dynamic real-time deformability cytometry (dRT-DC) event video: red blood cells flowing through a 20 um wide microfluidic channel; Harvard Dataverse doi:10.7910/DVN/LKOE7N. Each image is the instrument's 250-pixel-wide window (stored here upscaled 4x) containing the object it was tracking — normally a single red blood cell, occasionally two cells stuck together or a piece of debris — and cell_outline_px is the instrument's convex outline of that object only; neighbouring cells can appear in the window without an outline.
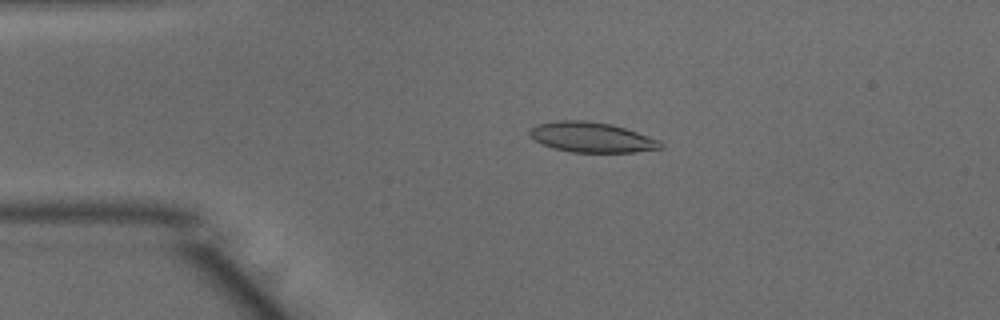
{"species": "common noctule bat (a hibernating species)", "species_latin": "Nyctalus noctula", "temperature_condition": "warm", "stored_images_in_passage": 42, "camera_frame_rate_fps": 3000, "um_per_image_px": 0.085, "animal": {"sex": "male", "body_mass_g": 15.6}, "frame": {"image": 1, "passage_image": 3, "time_ms": 0.667, "image_size_px": [1000, 320], "cell_outline_px": [[664, 148], [636, 152], [572, 152], [552, 148], [536, 140], [528, 132], [536, 124], [556, 120], [588, 120], [612, 124], [660, 140], [664, 144]], "centroid_in_image_um": [50.32, 11.66], "position_along_channel_um": 34.7, "area_um2": 23.0}}
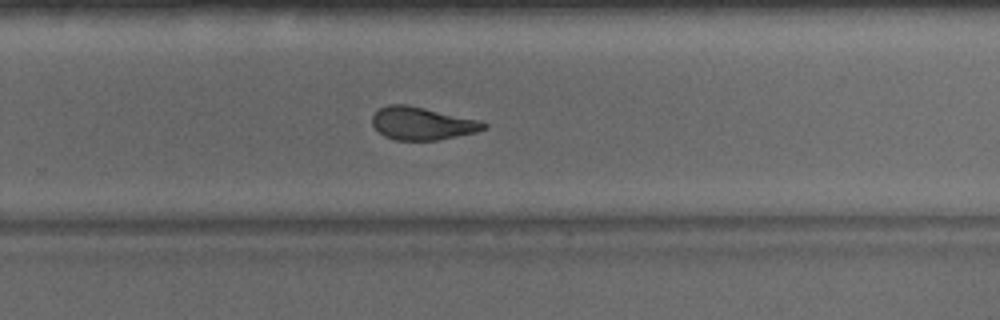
{"frame": {"image": 2, "passage_image": 25, "time_ms": 8.0, "image_size_px": [1000, 320], "cell_outline_px": [[488, 128], [476, 132], [436, 140], [396, 140], [384, 136], [372, 124], [372, 116], [380, 108], [388, 104], [404, 104], [424, 108], [480, 120], [488, 124]], "centroid_in_image_um": [35.89, 10.49], "position_along_channel_um": 293.9, "area_um2": 21.15}}
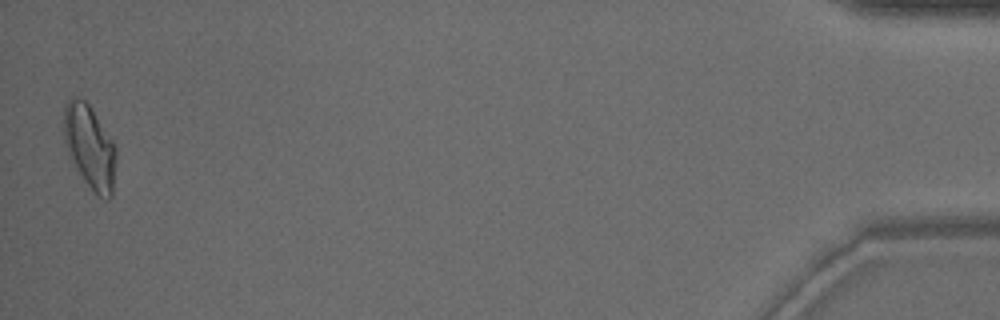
{"frame": {"image": 3, "passage_image": 42, "time_ms": 13.667, "image_size_px": [1000, 320], "cell_outline_px": [[116, 160], [112, 196], [108, 200], [104, 200], [84, 180], [68, 156], [64, 140], [64, 104], [68, 96], [76, 96], [84, 100], [92, 108], [116, 144]], "centroid_in_image_um": [7.63, 12.43], "position_along_channel_um": 427.6, "area_um2": 25.84}, "authors_computed_cell_mechanics": {"area_um2": 22.542, "velocity_mm_per_s": 4.0084, "shape_relaxation_time_tau1_ms": null, "shape_relaxation_time_tau2_ms": 2.0231, "deformation_change_tau1": null, "deformation_change_tau2": 0.093}}